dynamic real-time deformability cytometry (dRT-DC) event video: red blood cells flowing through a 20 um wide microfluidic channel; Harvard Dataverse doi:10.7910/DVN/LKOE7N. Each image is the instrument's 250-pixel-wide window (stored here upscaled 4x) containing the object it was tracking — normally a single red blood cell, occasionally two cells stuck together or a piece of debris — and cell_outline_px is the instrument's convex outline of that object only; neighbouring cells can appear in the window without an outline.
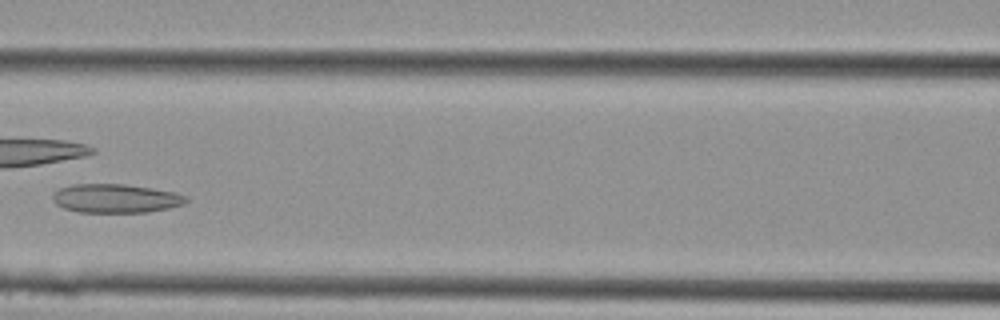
{"species": "Egyptian fruit bat (a non-hibernating species)", "species_latin": "Rousettus aegyptiacus", "temperature_condition": "cold", "stored_images_in_passage": 7, "camera_frame_rate_fps": 3000, "um_per_image_px": 0.085, "animal": {"sex": "female"}, "frame": {"image": 1, "passage_image": 6, "time_ms": 1.667, "image_size_px": [1000, 320], "cell_outline_px": [[188, 200], [184, 204], [168, 208], [148, 212], [80, 212], [64, 208], [56, 204], [52, 200], [52, 196], [60, 188], [72, 184], [124, 184], [176, 192], [188, 196]], "centroid_in_image_um": [9.85, 16.86], "position_along_channel_um": 156.7, "area_um2": 22.37}}